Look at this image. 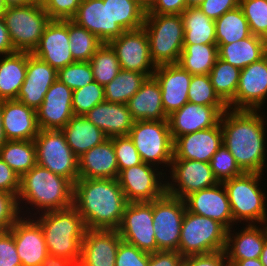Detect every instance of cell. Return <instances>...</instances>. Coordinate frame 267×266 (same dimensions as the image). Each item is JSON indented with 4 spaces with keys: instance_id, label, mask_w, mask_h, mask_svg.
<instances>
[{
    "instance_id": "6da1fadb",
    "label": "cell",
    "mask_w": 267,
    "mask_h": 266,
    "mask_svg": "<svg viewBox=\"0 0 267 266\" xmlns=\"http://www.w3.org/2000/svg\"><path fill=\"white\" fill-rule=\"evenodd\" d=\"M263 113L228 108L220 118L223 144L245 173L263 174L267 167V120L264 121Z\"/></svg>"
},
{
    "instance_id": "7a4b0ae2",
    "label": "cell",
    "mask_w": 267,
    "mask_h": 266,
    "mask_svg": "<svg viewBox=\"0 0 267 266\" xmlns=\"http://www.w3.org/2000/svg\"><path fill=\"white\" fill-rule=\"evenodd\" d=\"M127 201L117 179L78 178L73 186V207L87 229L117 230Z\"/></svg>"
},
{
    "instance_id": "3957f363",
    "label": "cell",
    "mask_w": 267,
    "mask_h": 266,
    "mask_svg": "<svg viewBox=\"0 0 267 266\" xmlns=\"http://www.w3.org/2000/svg\"><path fill=\"white\" fill-rule=\"evenodd\" d=\"M73 186L68 179L36 164L20 177V188L17 195L20 215L26 216L27 213H30L29 217L32 218L37 214L73 206ZM22 203H25L26 206L29 204L32 213L34 210L36 213L34 211L32 214L30 208L26 206L24 207L29 209V212L24 211ZM22 210L26 213H23Z\"/></svg>"
},
{
    "instance_id": "277c9868",
    "label": "cell",
    "mask_w": 267,
    "mask_h": 266,
    "mask_svg": "<svg viewBox=\"0 0 267 266\" xmlns=\"http://www.w3.org/2000/svg\"><path fill=\"white\" fill-rule=\"evenodd\" d=\"M34 219L42 228L48 254L67 258L78 265L87 230L78 211L71 206L39 214Z\"/></svg>"
},
{
    "instance_id": "5b68a950",
    "label": "cell",
    "mask_w": 267,
    "mask_h": 266,
    "mask_svg": "<svg viewBox=\"0 0 267 266\" xmlns=\"http://www.w3.org/2000/svg\"><path fill=\"white\" fill-rule=\"evenodd\" d=\"M260 173H243L223 181L230 203L233 221L250 224H265L267 219V196L260 188ZM260 183V184H259Z\"/></svg>"
},
{
    "instance_id": "8992f818",
    "label": "cell",
    "mask_w": 267,
    "mask_h": 266,
    "mask_svg": "<svg viewBox=\"0 0 267 266\" xmlns=\"http://www.w3.org/2000/svg\"><path fill=\"white\" fill-rule=\"evenodd\" d=\"M143 28L155 66L178 63L185 32L181 14H146Z\"/></svg>"
},
{
    "instance_id": "52a82bcc",
    "label": "cell",
    "mask_w": 267,
    "mask_h": 266,
    "mask_svg": "<svg viewBox=\"0 0 267 266\" xmlns=\"http://www.w3.org/2000/svg\"><path fill=\"white\" fill-rule=\"evenodd\" d=\"M227 229L211 218L189 212L182 221L178 253L183 257L224 251Z\"/></svg>"
},
{
    "instance_id": "ba28073f",
    "label": "cell",
    "mask_w": 267,
    "mask_h": 266,
    "mask_svg": "<svg viewBox=\"0 0 267 266\" xmlns=\"http://www.w3.org/2000/svg\"><path fill=\"white\" fill-rule=\"evenodd\" d=\"M3 18L15 51L29 53L36 48L51 20L39 1L7 7Z\"/></svg>"
},
{
    "instance_id": "9c48e42d",
    "label": "cell",
    "mask_w": 267,
    "mask_h": 266,
    "mask_svg": "<svg viewBox=\"0 0 267 266\" xmlns=\"http://www.w3.org/2000/svg\"><path fill=\"white\" fill-rule=\"evenodd\" d=\"M128 136L132 139L144 163L159 169L170 167L174 141L171 137L168 120H137ZM159 164L163 167H159Z\"/></svg>"
},
{
    "instance_id": "30bf717a",
    "label": "cell",
    "mask_w": 267,
    "mask_h": 266,
    "mask_svg": "<svg viewBox=\"0 0 267 266\" xmlns=\"http://www.w3.org/2000/svg\"><path fill=\"white\" fill-rule=\"evenodd\" d=\"M34 142L37 164L68 179L74 185L79 178L78 157L67 144L64 132L40 129Z\"/></svg>"
},
{
    "instance_id": "8fae6325",
    "label": "cell",
    "mask_w": 267,
    "mask_h": 266,
    "mask_svg": "<svg viewBox=\"0 0 267 266\" xmlns=\"http://www.w3.org/2000/svg\"><path fill=\"white\" fill-rule=\"evenodd\" d=\"M152 210L157 251L178 252L186 211L184 200L165 193L161 198L152 201Z\"/></svg>"
},
{
    "instance_id": "7c38bea8",
    "label": "cell",
    "mask_w": 267,
    "mask_h": 266,
    "mask_svg": "<svg viewBox=\"0 0 267 266\" xmlns=\"http://www.w3.org/2000/svg\"><path fill=\"white\" fill-rule=\"evenodd\" d=\"M164 171L165 169H158L144 162L121 170L117 180L126 201L128 203L151 202L161 198L166 193V179L164 178L166 171Z\"/></svg>"
},
{
    "instance_id": "4fadbf2b",
    "label": "cell",
    "mask_w": 267,
    "mask_h": 266,
    "mask_svg": "<svg viewBox=\"0 0 267 266\" xmlns=\"http://www.w3.org/2000/svg\"><path fill=\"white\" fill-rule=\"evenodd\" d=\"M168 172L170 176L166 174L165 177L166 180L169 177L166 181V193L183 200L194 192L219 183L208 162L172 159Z\"/></svg>"
},
{
    "instance_id": "5bb4252c",
    "label": "cell",
    "mask_w": 267,
    "mask_h": 266,
    "mask_svg": "<svg viewBox=\"0 0 267 266\" xmlns=\"http://www.w3.org/2000/svg\"><path fill=\"white\" fill-rule=\"evenodd\" d=\"M123 241L148 253L157 252L151 202H129L117 229Z\"/></svg>"
},
{
    "instance_id": "9a60e30c",
    "label": "cell",
    "mask_w": 267,
    "mask_h": 266,
    "mask_svg": "<svg viewBox=\"0 0 267 266\" xmlns=\"http://www.w3.org/2000/svg\"><path fill=\"white\" fill-rule=\"evenodd\" d=\"M115 51L121 69L153 76L156 66L151 60L145 29L124 31L108 43Z\"/></svg>"
},
{
    "instance_id": "2e32d148",
    "label": "cell",
    "mask_w": 267,
    "mask_h": 266,
    "mask_svg": "<svg viewBox=\"0 0 267 266\" xmlns=\"http://www.w3.org/2000/svg\"><path fill=\"white\" fill-rule=\"evenodd\" d=\"M265 101H267V54L241 69L235 97L227 105L233 110H262Z\"/></svg>"
},
{
    "instance_id": "e0dca14e",
    "label": "cell",
    "mask_w": 267,
    "mask_h": 266,
    "mask_svg": "<svg viewBox=\"0 0 267 266\" xmlns=\"http://www.w3.org/2000/svg\"><path fill=\"white\" fill-rule=\"evenodd\" d=\"M184 202L189 212L211 218L227 230L239 225L233 221L227 191L222 182L188 195Z\"/></svg>"
},
{
    "instance_id": "ac0fdd59",
    "label": "cell",
    "mask_w": 267,
    "mask_h": 266,
    "mask_svg": "<svg viewBox=\"0 0 267 266\" xmlns=\"http://www.w3.org/2000/svg\"><path fill=\"white\" fill-rule=\"evenodd\" d=\"M72 96L73 90L57 79L36 110L39 128L43 130H62L74 116Z\"/></svg>"
},
{
    "instance_id": "d6986e66",
    "label": "cell",
    "mask_w": 267,
    "mask_h": 266,
    "mask_svg": "<svg viewBox=\"0 0 267 266\" xmlns=\"http://www.w3.org/2000/svg\"><path fill=\"white\" fill-rule=\"evenodd\" d=\"M228 106H204L187 102L168 116L173 141L180 136L215 126Z\"/></svg>"
},
{
    "instance_id": "ffe728a7",
    "label": "cell",
    "mask_w": 267,
    "mask_h": 266,
    "mask_svg": "<svg viewBox=\"0 0 267 266\" xmlns=\"http://www.w3.org/2000/svg\"><path fill=\"white\" fill-rule=\"evenodd\" d=\"M69 43L68 20H50L32 54L58 71L75 62Z\"/></svg>"
},
{
    "instance_id": "44dd1931",
    "label": "cell",
    "mask_w": 267,
    "mask_h": 266,
    "mask_svg": "<svg viewBox=\"0 0 267 266\" xmlns=\"http://www.w3.org/2000/svg\"><path fill=\"white\" fill-rule=\"evenodd\" d=\"M23 217V218H22ZM22 266H40L48 255L40 224L32 217L20 216L9 229Z\"/></svg>"
},
{
    "instance_id": "7402d4cb",
    "label": "cell",
    "mask_w": 267,
    "mask_h": 266,
    "mask_svg": "<svg viewBox=\"0 0 267 266\" xmlns=\"http://www.w3.org/2000/svg\"><path fill=\"white\" fill-rule=\"evenodd\" d=\"M223 144L220 121L213 127L177 137L173 143V159L210 163Z\"/></svg>"
},
{
    "instance_id": "603a6c76",
    "label": "cell",
    "mask_w": 267,
    "mask_h": 266,
    "mask_svg": "<svg viewBox=\"0 0 267 266\" xmlns=\"http://www.w3.org/2000/svg\"><path fill=\"white\" fill-rule=\"evenodd\" d=\"M57 74L58 71L47 62L27 52L26 77L16 100L36 111L51 85L57 80Z\"/></svg>"
},
{
    "instance_id": "cb8c5ba5",
    "label": "cell",
    "mask_w": 267,
    "mask_h": 266,
    "mask_svg": "<svg viewBox=\"0 0 267 266\" xmlns=\"http://www.w3.org/2000/svg\"><path fill=\"white\" fill-rule=\"evenodd\" d=\"M153 76L160 85L162 105L167 116L188 102L192 74L178 63L156 66Z\"/></svg>"
},
{
    "instance_id": "d4e9b609",
    "label": "cell",
    "mask_w": 267,
    "mask_h": 266,
    "mask_svg": "<svg viewBox=\"0 0 267 266\" xmlns=\"http://www.w3.org/2000/svg\"><path fill=\"white\" fill-rule=\"evenodd\" d=\"M121 241L117 230L87 229L78 266H115Z\"/></svg>"
},
{
    "instance_id": "484cf974",
    "label": "cell",
    "mask_w": 267,
    "mask_h": 266,
    "mask_svg": "<svg viewBox=\"0 0 267 266\" xmlns=\"http://www.w3.org/2000/svg\"><path fill=\"white\" fill-rule=\"evenodd\" d=\"M233 228H231L233 231L227 230L224 250L229 266L239 260L259 258L267 238L266 225L246 224L239 231Z\"/></svg>"
},
{
    "instance_id": "4316f807",
    "label": "cell",
    "mask_w": 267,
    "mask_h": 266,
    "mask_svg": "<svg viewBox=\"0 0 267 266\" xmlns=\"http://www.w3.org/2000/svg\"><path fill=\"white\" fill-rule=\"evenodd\" d=\"M3 128L8 141L34 140L40 131L36 111L18 100L3 101Z\"/></svg>"
},
{
    "instance_id": "83f0119b",
    "label": "cell",
    "mask_w": 267,
    "mask_h": 266,
    "mask_svg": "<svg viewBox=\"0 0 267 266\" xmlns=\"http://www.w3.org/2000/svg\"><path fill=\"white\" fill-rule=\"evenodd\" d=\"M108 138L128 135L135 120L126 104L103 101L84 115Z\"/></svg>"
},
{
    "instance_id": "f1b7e54d",
    "label": "cell",
    "mask_w": 267,
    "mask_h": 266,
    "mask_svg": "<svg viewBox=\"0 0 267 266\" xmlns=\"http://www.w3.org/2000/svg\"><path fill=\"white\" fill-rule=\"evenodd\" d=\"M79 178L117 179L118 164L113 141L108 138L103 143L94 146L78 158Z\"/></svg>"
},
{
    "instance_id": "f546056e",
    "label": "cell",
    "mask_w": 267,
    "mask_h": 266,
    "mask_svg": "<svg viewBox=\"0 0 267 266\" xmlns=\"http://www.w3.org/2000/svg\"><path fill=\"white\" fill-rule=\"evenodd\" d=\"M126 105L135 121L168 119L162 105L161 88L154 76L146 78L140 89L128 100Z\"/></svg>"
},
{
    "instance_id": "4dcf8cb0",
    "label": "cell",
    "mask_w": 267,
    "mask_h": 266,
    "mask_svg": "<svg viewBox=\"0 0 267 266\" xmlns=\"http://www.w3.org/2000/svg\"><path fill=\"white\" fill-rule=\"evenodd\" d=\"M110 13V41L143 27L147 10L135 0H103Z\"/></svg>"
},
{
    "instance_id": "1f68e13d",
    "label": "cell",
    "mask_w": 267,
    "mask_h": 266,
    "mask_svg": "<svg viewBox=\"0 0 267 266\" xmlns=\"http://www.w3.org/2000/svg\"><path fill=\"white\" fill-rule=\"evenodd\" d=\"M219 58L241 69L267 54V40L251 34L230 44H217Z\"/></svg>"
},
{
    "instance_id": "d6a6232c",
    "label": "cell",
    "mask_w": 267,
    "mask_h": 266,
    "mask_svg": "<svg viewBox=\"0 0 267 266\" xmlns=\"http://www.w3.org/2000/svg\"><path fill=\"white\" fill-rule=\"evenodd\" d=\"M62 131L67 144L78 158L108 139L101 129L83 115H74Z\"/></svg>"
},
{
    "instance_id": "836d02e7",
    "label": "cell",
    "mask_w": 267,
    "mask_h": 266,
    "mask_svg": "<svg viewBox=\"0 0 267 266\" xmlns=\"http://www.w3.org/2000/svg\"><path fill=\"white\" fill-rule=\"evenodd\" d=\"M71 20L97 36L103 43L110 42V13L107 2L83 0Z\"/></svg>"
},
{
    "instance_id": "e575fe53",
    "label": "cell",
    "mask_w": 267,
    "mask_h": 266,
    "mask_svg": "<svg viewBox=\"0 0 267 266\" xmlns=\"http://www.w3.org/2000/svg\"><path fill=\"white\" fill-rule=\"evenodd\" d=\"M26 70L27 52L0 56V101L17 99Z\"/></svg>"
},
{
    "instance_id": "d590c367",
    "label": "cell",
    "mask_w": 267,
    "mask_h": 266,
    "mask_svg": "<svg viewBox=\"0 0 267 266\" xmlns=\"http://www.w3.org/2000/svg\"><path fill=\"white\" fill-rule=\"evenodd\" d=\"M181 16L185 31L183 44H217L215 21L198 7L186 8Z\"/></svg>"
},
{
    "instance_id": "8d00e7d4",
    "label": "cell",
    "mask_w": 267,
    "mask_h": 266,
    "mask_svg": "<svg viewBox=\"0 0 267 266\" xmlns=\"http://www.w3.org/2000/svg\"><path fill=\"white\" fill-rule=\"evenodd\" d=\"M218 57L217 44H183L178 64L192 75L209 74Z\"/></svg>"
},
{
    "instance_id": "74e56055",
    "label": "cell",
    "mask_w": 267,
    "mask_h": 266,
    "mask_svg": "<svg viewBox=\"0 0 267 266\" xmlns=\"http://www.w3.org/2000/svg\"><path fill=\"white\" fill-rule=\"evenodd\" d=\"M0 158L20 177L37 164L34 140L7 141L0 148Z\"/></svg>"
},
{
    "instance_id": "f35d334b",
    "label": "cell",
    "mask_w": 267,
    "mask_h": 266,
    "mask_svg": "<svg viewBox=\"0 0 267 266\" xmlns=\"http://www.w3.org/2000/svg\"><path fill=\"white\" fill-rule=\"evenodd\" d=\"M215 33L217 44H230L251 35L248 21L240 6L215 20Z\"/></svg>"
},
{
    "instance_id": "ab89813d",
    "label": "cell",
    "mask_w": 267,
    "mask_h": 266,
    "mask_svg": "<svg viewBox=\"0 0 267 266\" xmlns=\"http://www.w3.org/2000/svg\"><path fill=\"white\" fill-rule=\"evenodd\" d=\"M146 78L145 74L121 69L117 76L104 86L105 101L127 104Z\"/></svg>"
},
{
    "instance_id": "60d3db41",
    "label": "cell",
    "mask_w": 267,
    "mask_h": 266,
    "mask_svg": "<svg viewBox=\"0 0 267 266\" xmlns=\"http://www.w3.org/2000/svg\"><path fill=\"white\" fill-rule=\"evenodd\" d=\"M240 73L239 68L218 57L208 74L215 92L226 104L235 97Z\"/></svg>"
},
{
    "instance_id": "b9f144b4",
    "label": "cell",
    "mask_w": 267,
    "mask_h": 266,
    "mask_svg": "<svg viewBox=\"0 0 267 266\" xmlns=\"http://www.w3.org/2000/svg\"><path fill=\"white\" fill-rule=\"evenodd\" d=\"M69 48L74 61H90L95 52L104 44L90 31L68 20Z\"/></svg>"
},
{
    "instance_id": "7bdbcfd3",
    "label": "cell",
    "mask_w": 267,
    "mask_h": 266,
    "mask_svg": "<svg viewBox=\"0 0 267 266\" xmlns=\"http://www.w3.org/2000/svg\"><path fill=\"white\" fill-rule=\"evenodd\" d=\"M94 81L105 86L117 76L121 70L115 51L108 43H104L90 59Z\"/></svg>"
},
{
    "instance_id": "ee69618b",
    "label": "cell",
    "mask_w": 267,
    "mask_h": 266,
    "mask_svg": "<svg viewBox=\"0 0 267 266\" xmlns=\"http://www.w3.org/2000/svg\"><path fill=\"white\" fill-rule=\"evenodd\" d=\"M188 102L204 106H228L215 92L208 74L192 75Z\"/></svg>"
},
{
    "instance_id": "f6af8a7d",
    "label": "cell",
    "mask_w": 267,
    "mask_h": 266,
    "mask_svg": "<svg viewBox=\"0 0 267 266\" xmlns=\"http://www.w3.org/2000/svg\"><path fill=\"white\" fill-rule=\"evenodd\" d=\"M251 34L267 40V0H240Z\"/></svg>"
},
{
    "instance_id": "bcb514c9",
    "label": "cell",
    "mask_w": 267,
    "mask_h": 266,
    "mask_svg": "<svg viewBox=\"0 0 267 266\" xmlns=\"http://www.w3.org/2000/svg\"><path fill=\"white\" fill-rule=\"evenodd\" d=\"M105 101L104 86L96 81L73 91L72 111L74 115H85L94 106Z\"/></svg>"
},
{
    "instance_id": "7dc6e473",
    "label": "cell",
    "mask_w": 267,
    "mask_h": 266,
    "mask_svg": "<svg viewBox=\"0 0 267 266\" xmlns=\"http://www.w3.org/2000/svg\"><path fill=\"white\" fill-rule=\"evenodd\" d=\"M57 79L73 91L94 81L90 62L75 61L58 70Z\"/></svg>"
},
{
    "instance_id": "c3c4849f",
    "label": "cell",
    "mask_w": 267,
    "mask_h": 266,
    "mask_svg": "<svg viewBox=\"0 0 267 266\" xmlns=\"http://www.w3.org/2000/svg\"><path fill=\"white\" fill-rule=\"evenodd\" d=\"M210 166L218 182H223L244 173L224 144L212 156Z\"/></svg>"
},
{
    "instance_id": "681fc988",
    "label": "cell",
    "mask_w": 267,
    "mask_h": 266,
    "mask_svg": "<svg viewBox=\"0 0 267 266\" xmlns=\"http://www.w3.org/2000/svg\"><path fill=\"white\" fill-rule=\"evenodd\" d=\"M119 172L143 163L139 152L128 135L112 137Z\"/></svg>"
},
{
    "instance_id": "f907efd6",
    "label": "cell",
    "mask_w": 267,
    "mask_h": 266,
    "mask_svg": "<svg viewBox=\"0 0 267 266\" xmlns=\"http://www.w3.org/2000/svg\"><path fill=\"white\" fill-rule=\"evenodd\" d=\"M51 20H71L83 0H38Z\"/></svg>"
},
{
    "instance_id": "816d5d0a",
    "label": "cell",
    "mask_w": 267,
    "mask_h": 266,
    "mask_svg": "<svg viewBox=\"0 0 267 266\" xmlns=\"http://www.w3.org/2000/svg\"><path fill=\"white\" fill-rule=\"evenodd\" d=\"M150 253L121 241L116 255L115 266H147Z\"/></svg>"
},
{
    "instance_id": "f5cc1de1",
    "label": "cell",
    "mask_w": 267,
    "mask_h": 266,
    "mask_svg": "<svg viewBox=\"0 0 267 266\" xmlns=\"http://www.w3.org/2000/svg\"><path fill=\"white\" fill-rule=\"evenodd\" d=\"M20 216L17 197L0 191V232L8 231Z\"/></svg>"
},
{
    "instance_id": "db71d44e",
    "label": "cell",
    "mask_w": 267,
    "mask_h": 266,
    "mask_svg": "<svg viewBox=\"0 0 267 266\" xmlns=\"http://www.w3.org/2000/svg\"><path fill=\"white\" fill-rule=\"evenodd\" d=\"M0 266H22L10 230L0 232Z\"/></svg>"
},
{
    "instance_id": "11a10c76",
    "label": "cell",
    "mask_w": 267,
    "mask_h": 266,
    "mask_svg": "<svg viewBox=\"0 0 267 266\" xmlns=\"http://www.w3.org/2000/svg\"><path fill=\"white\" fill-rule=\"evenodd\" d=\"M240 4V0H204L198 8L210 19L216 20Z\"/></svg>"
},
{
    "instance_id": "9f6ffc18",
    "label": "cell",
    "mask_w": 267,
    "mask_h": 266,
    "mask_svg": "<svg viewBox=\"0 0 267 266\" xmlns=\"http://www.w3.org/2000/svg\"><path fill=\"white\" fill-rule=\"evenodd\" d=\"M182 266H229L225 251L184 257Z\"/></svg>"
},
{
    "instance_id": "6f0895ef",
    "label": "cell",
    "mask_w": 267,
    "mask_h": 266,
    "mask_svg": "<svg viewBox=\"0 0 267 266\" xmlns=\"http://www.w3.org/2000/svg\"><path fill=\"white\" fill-rule=\"evenodd\" d=\"M20 188V176L0 158V191L14 194Z\"/></svg>"
},
{
    "instance_id": "680465c9",
    "label": "cell",
    "mask_w": 267,
    "mask_h": 266,
    "mask_svg": "<svg viewBox=\"0 0 267 266\" xmlns=\"http://www.w3.org/2000/svg\"><path fill=\"white\" fill-rule=\"evenodd\" d=\"M186 8V0H153L146 14H181Z\"/></svg>"
},
{
    "instance_id": "91938a15",
    "label": "cell",
    "mask_w": 267,
    "mask_h": 266,
    "mask_svg": "<svg viewBox=\"0 0 267 266\" xmlns=\"http://www.w3.org/2000/svg\"><path fill=\"white\" fill-rule=\"evenodd\" d=\"M183 260L177 251H157L150 253L147 266H182Z\"/></svg>"
},
{
    "instance_id": "94428289",
    "label": "cell",
    "mask_w": 267,
    "mask_h": 266,
    "mask_svg": "<svg viewBox=\"0 0 267 266\" xmlns=\"http://www.w3.org/2000/svg\"><path fill=\"white\" fill-rule=\"evenodd\" d=\"M16 52L3 17H0V56Z\"/></svg>"
},
{
    "instance_id": "6125c7cd",
    "label": "cell",
    "mask_w": 267,
    "mask_h": 266,
    "mask_svg": "<svg viewBox=\"0 0 267 266\" xmlns=\"http://www.w3.org/2000/svg\"><path fill=\"white\" fill-rule=\"evenodd\" d=\"M40 266H78L74 261L64 257L48 254Z\"/></svg>"
},
{
    "instance_id": "be15d7a7",
    "label": "cell",
    "mask_w": 267,
    "mask_h": 266,
    "mask_svg": "<svg viewBox=\"0 0 267 266\" xmlns=\"http://www.w3.org/2000/svg\"><path fill=\"white\" fill-rule=\"evenodd\" d=\"M3 128V101H0V148L7 142Z\"/></svg>"
},
{
    "instance_id": "e7e4bbea",
    "label": "cell",
    "mask_w": 267,
    "mask_h": 266,
    "mask_svg": "<svg viewBox=\"0 0 267 266\" xmlns=\"http://www.w3.org/2000/svg\"><path fill=\"white\" fill-rule=\"evenodd\" d=\"M232 266H263L260 259H248L236 261Z\"/></svg>"
},
{
    "instance_id": "03108f58",
    "label": "cell",
    "mask_w": 267,
    "mask_h": 266,
    "mask_svg": "<svg viewBox=\"0 0 267 266\" xmlns=\"http://www.w3.org/2000/svg\"><path fill=\"white\" fill-rule=\"evenodd\" d=\"M38 0H4L7 7L11 6H25L28 4H31L33 2H36Z\"/></svg>"
},
{
    "instance_id": "003e7915",
    "label": "cell",
    "mask_w": 267,
    "mask_h": 266,
    "mask_svg": "<svg viewBox=\"0 0 267 266\" xmlns=\"http://www.w3.org/2000/svg\"><path fill=\"white\" fill-rule=\"evenodd\" d=\"M259 259H260L263 266H267V238L265 240V244L263 246V250L260 254Z\"/></svg>"
},
{
    "instance_id": "a7ac6f4b",
    "label": "cell",
    "mask_w": 267,
    "mask_h": 266,
    "mask_svg": "<svg viewBox=\"0 0 267 266\" xmlns=\"http://www.w3.org/2000/svg\"><path fill=\"white\" fill-rule=\"evenodd\" d=\"M204 0H186L187 8L198 7Z\"/></svg>"
},
{
    "instance_id": "89a4df30",
    "label": "cell",
    "mask_w": 267,
    "mask_h": 266,
    "mask_svg": "<svg viewBox=\"0 0 267 266\" xmlns=\"http://www.w3.org/2000/svg\"><path fill=\"white\" fill-rule=\"evenodd\" d=\"M135 1L141 4L147 10L153 0H135Z\"/></svg>"
},
{
    "instance_id": "2644e50d",
    "label": "cell",
    "mask_w": 267,
    "mask_h": 266,
    "mask_svg": "<svg viewBox=\"0 0 267 266\" xmlns=\"http://www.w3.org/2000/svg\"><path fill=\"white\" fill-rule=\"evenodd\" d=\"M6 4L4 0H0V17H3L4 12L6 11Z\"/></svg>"
}]
</instances>
